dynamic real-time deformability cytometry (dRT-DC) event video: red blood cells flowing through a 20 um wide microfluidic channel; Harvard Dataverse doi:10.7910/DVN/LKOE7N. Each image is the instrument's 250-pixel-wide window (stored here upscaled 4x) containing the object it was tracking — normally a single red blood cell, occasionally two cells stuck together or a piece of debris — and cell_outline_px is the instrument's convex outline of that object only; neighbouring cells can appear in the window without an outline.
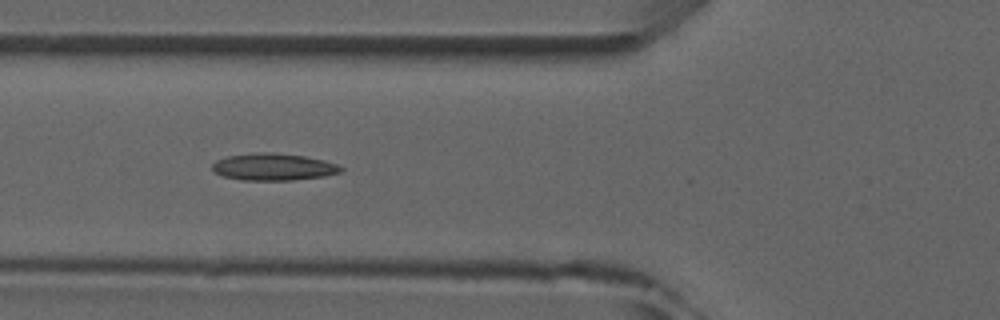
{"species": "common noctule bat (a hibernating species)", "species_latin": "Nyctalus noctula", "temperature_condition": "room temperature", "stored_images_in_passage": 6, "camera_frame_rate_fps": 3000, "um_per_image_px": 0.085, "animal": {"sex": "male", "forearm_length_mm": 52.5}, "frame": {"image": 1, "passage_image": 4, "time_ms": 4.333, "image_size_px": [1000, 320], "cell_outline_px": [[344, 168], [340, 172], [324, 176], [292, 180], [240, 180], [224, 176], [216, 172], [212, 168], [212, 164], [216, 160], [228, 156], [256, 152], [272, 152], [304, 156], [324, 160], [336, 164]], "centroid_in_image_um": [23.24, 14.18], "position_along_channel_um": 102.6, "area_um2": 20.17}}
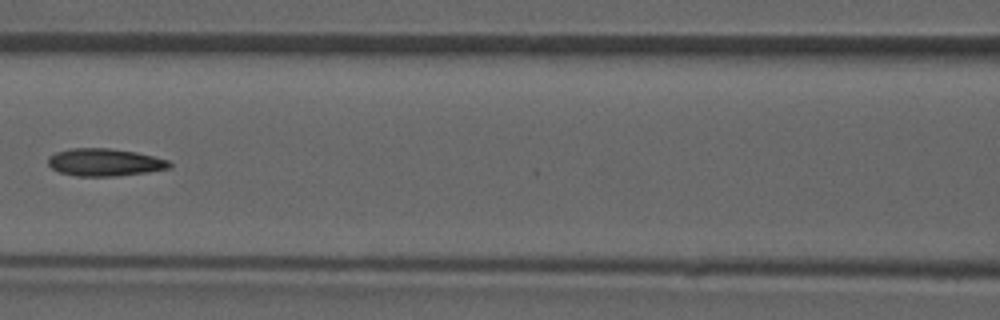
{"frame": {"image": 2, "passage_image": 5, "time_ms": 5.667, "image_size_px": [1000, 320], "cell_outline_px": [[172, 164], [168, 168], [148, 172], [116, 176], [76, 176], [60, 172], [52, 168], [48, 164], [48, 156], [56, 152], [72, 148], [112, 148], [136, 152], [168, 160]], "centroid_in_image_um": [8.88, 13.79], "position_along_channel_um": 157.7, "area_um2": 19.42}}